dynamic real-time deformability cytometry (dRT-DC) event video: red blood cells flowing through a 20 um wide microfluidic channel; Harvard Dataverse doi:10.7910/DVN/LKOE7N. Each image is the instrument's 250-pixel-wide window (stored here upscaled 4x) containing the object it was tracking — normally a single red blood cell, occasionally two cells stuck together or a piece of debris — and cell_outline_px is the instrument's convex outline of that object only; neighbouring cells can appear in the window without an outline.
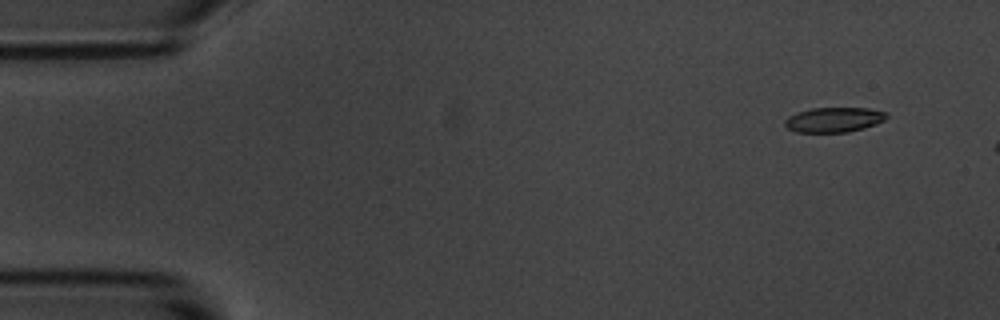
{"species": "common noctule bat (a hibernating species)", "species_latin": "Nyctalus noctula", "temperature_condition": "room temperature", "stored_images_in_passage": 4, "camera_frame_rate_fps": 3000, "um_per_image_px": 0.085, "animal": {"sex": "male", "body_mass_g": 20.1, "forearm_length_mm": 53.5}, "frame": {"image": 1, "passage_image": 2, "time_ms": 0.333, "image_size_px": [1000, 320], "cell_outline_px": [[888, 116], [884, 120], [876, 124], [864, 128], [848, 132], [796, 132], [788, 128], [784, 124], [784, 120], [788, 116], [812, 108], [868, 108], [888, 112]], "centroid_in_image_um": [70.91, 10.18], "position_along_channel_um": 14.1, "area_um2": 14.74}}